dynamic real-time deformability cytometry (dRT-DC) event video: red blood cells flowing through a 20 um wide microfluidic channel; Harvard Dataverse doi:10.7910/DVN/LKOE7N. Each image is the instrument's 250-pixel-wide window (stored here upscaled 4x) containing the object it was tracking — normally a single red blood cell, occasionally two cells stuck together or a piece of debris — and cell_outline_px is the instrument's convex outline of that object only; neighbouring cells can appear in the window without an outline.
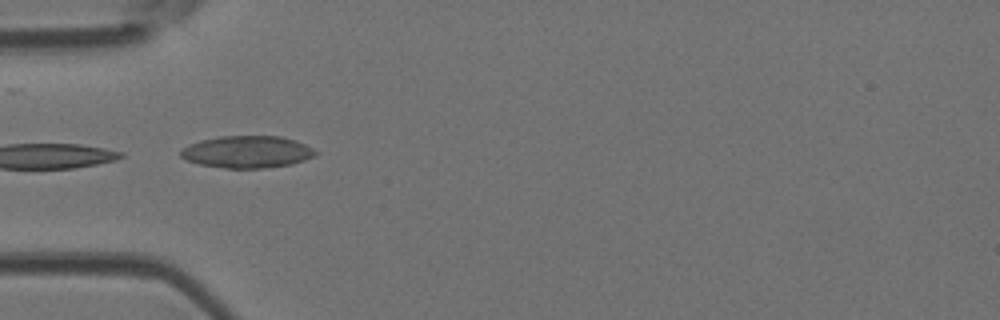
{"species": "Egyptian fruit bat (a non-hibernating species)", "species_latin": "Rousettus aegyptiacus", "temperature_condition": "room temperature", "stored_images_in_passage": 3, "camera_frame_rate_fps": 3000, "um_per_image_px": 0.085, "animal": {"sex": "female"}, "frame": {"image": 1, "passage_image": 1, "time_ms": 0.0, "image_size_px": [1000, 320], "cell_outline_px": [[320, 152], [316, 156], [292, 164], [264, 168], [224, 168], [200, 164], [184, 160], [180, 156], [180, 148], [188, 144], [200, 140], [220, 136], [280, 136], [296, 140]], "centroid_in_image_um": [20.99, 12.91], "position_along_channel_um": 64.0, "area_um2": 25.49}}
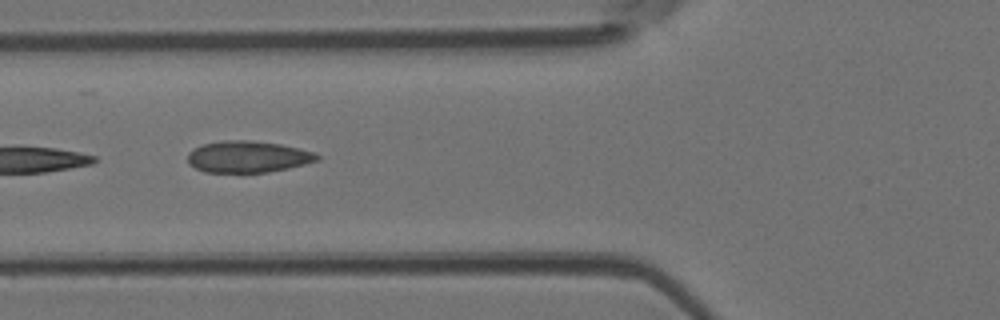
{"frame": {"image": 2, "passage_image": 2, "time_ms": 0.333, "image_size_px": [1000, 320], "cell_outline_px": [[320, 160], [288, 168], [268, 172], [204, 172], [188, 164], [188, 152], [200, 144], [224, 140], [252, 140], [280, 144], [300, 148], [312, 152], [320, 156]], "centroid_in_image_um": [21.04, 13.31], "position_along_channel_um": 104.8, "area_um2": 23.93}}
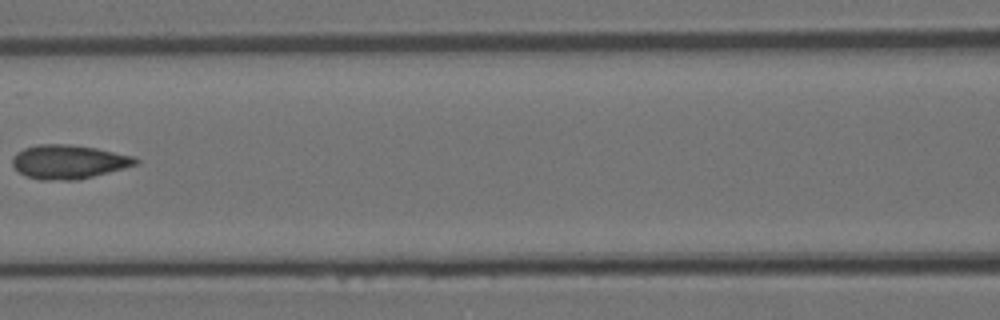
{"frame": {"image": 3, "passage_image": 3, "time_ms": 0.667, "image_size_px": [1000, 320], "cell_outline_px": [[140, 160], [136, 164], [124, 168], [92, 176], [72, 180], [44, 180], [24, 176], [12, 164], [12, 156], [16, 152], [24, 148], [40, 144], [68, 144], [96, 148], [132, 156]], "centroid_in_image_um": [5.79, 13.75], "position_along_channel_um": 160.8, "area_um2": 24.1}}